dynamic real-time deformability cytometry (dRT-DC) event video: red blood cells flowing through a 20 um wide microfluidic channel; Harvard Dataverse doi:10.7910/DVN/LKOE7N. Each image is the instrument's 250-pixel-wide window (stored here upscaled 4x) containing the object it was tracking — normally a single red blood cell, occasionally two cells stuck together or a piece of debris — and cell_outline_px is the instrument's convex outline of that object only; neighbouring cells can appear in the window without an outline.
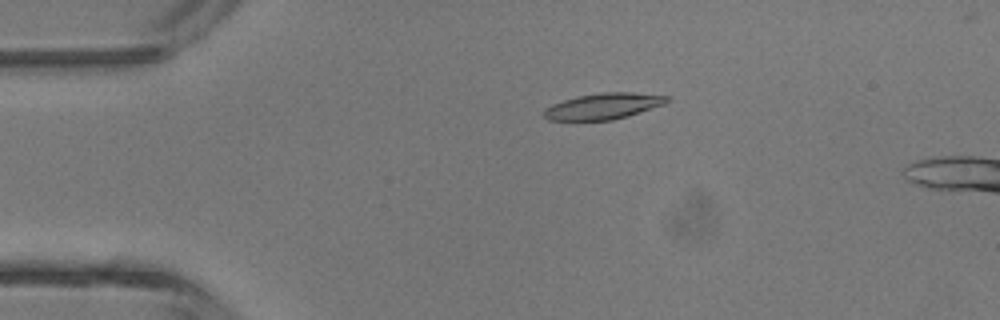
{"species": "common noctule bat (a hibernating species)", "species_latin": "Nyctalus noctula", "temperature_condition": "room temperature", "stored_images_in_passage": 2, "camera_frame_rate_fps": 3000, "um_per_image_px": 0.085, "animal": {"sex": "male", "body_mass_g": 13.3}, "frame": {"image": 1, "passage_image": 1, "time_ms": 0.0, "image_size_px": [1000, 320], "cell_outline_px": [[672, 100], [664, 104], [628, 116], [612, 120], [548, 120], [544, 116], [544, 108], [552, 104], [576, 96], [600, 92], [632, 92], [672, 96]], "centroid_in_image_um": [51.32, 9.01], "position_along_channel_um": 33.7, "area_um2": 18.84}}